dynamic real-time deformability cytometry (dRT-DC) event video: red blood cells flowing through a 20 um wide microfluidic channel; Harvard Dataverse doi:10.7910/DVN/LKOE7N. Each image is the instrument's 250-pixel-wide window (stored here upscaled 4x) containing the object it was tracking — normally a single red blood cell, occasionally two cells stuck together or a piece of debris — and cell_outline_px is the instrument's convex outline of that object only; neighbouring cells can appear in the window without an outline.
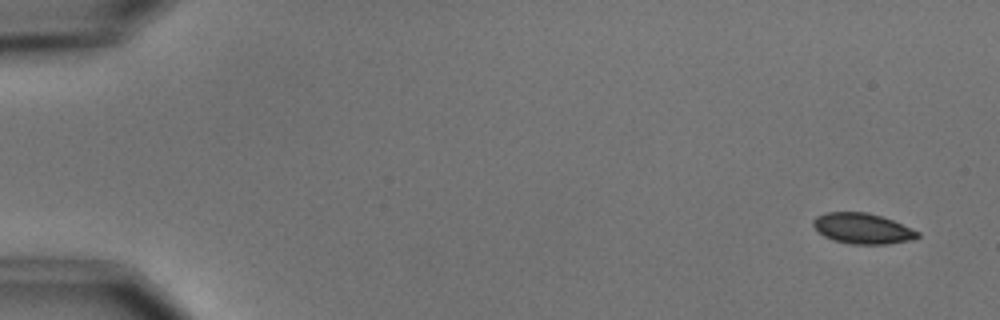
{"species": "common noctule bat (a hibernating species)", "species_latin": "Nyctalus noctula", "temperature_condition": "cold", "stored_images_in_passage": 5, "camera_frame_rate_fps": 3000, "um_per_image_px": 0.085, "animal": {"sex": "male", "body_mass_g": 15.6}, "frame": {"image": 1, "passage_image": 1, "time_ms": 0.0, "image_size_px": [1000, 320], "cell_outline_px": [[920, 236], [908, 240], [888, 244], [852, 244], [832, 240], [824, 236], [812, 224], [812, 220], [816, 216], [828, 212], [864, 212], [880, 216], [892, 220], [920, 232]], "centroid_in_image_um": [73.29, 19.42], "position_along_channel_um": 11.7, "area_um2": 18.38}}
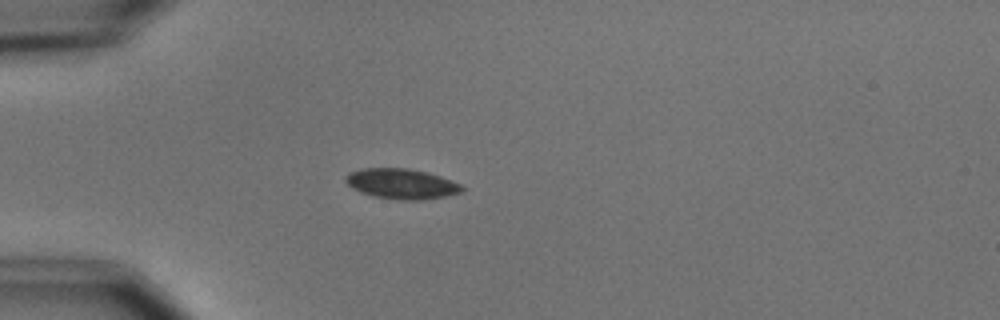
{"frame": {"image": 2, "passage_image": 5, "time_ms": 4.333, "image_size_px": [1000, 320], "cell_outline_px": [[464, 192], [444, 196], [420, 200], [396, 200], [376, 196], [360, 192], [352, 188], [344, 180], [344, 176], [348, 172], [360, 168], [408, 168], [428, 172], [452, 180], [460, 184], [464, 188]], "centroid_in_image_um": [34.12, 15.61], "position_along_channel_um": 50.9, "area_um2": 20.69}}